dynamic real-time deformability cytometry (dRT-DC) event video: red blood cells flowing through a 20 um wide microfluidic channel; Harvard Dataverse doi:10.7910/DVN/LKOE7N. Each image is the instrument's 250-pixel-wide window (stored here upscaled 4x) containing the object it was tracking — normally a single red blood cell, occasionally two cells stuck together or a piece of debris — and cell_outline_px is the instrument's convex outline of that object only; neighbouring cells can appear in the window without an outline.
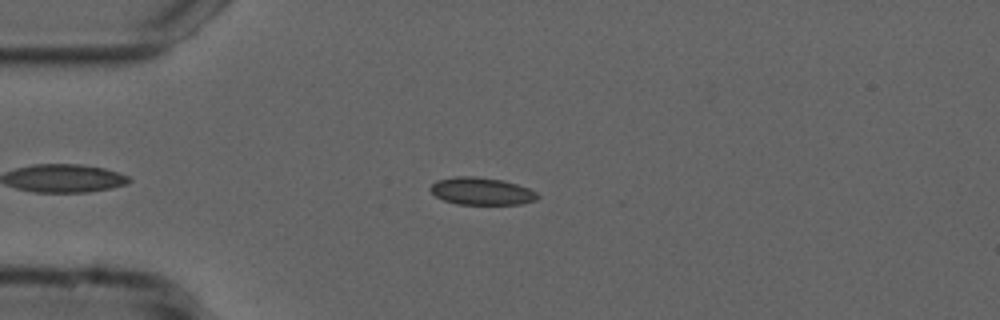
{"species": "common noctule bat (a hibernating species)", "species_latin": "Nyctalus noctula", "temperature_condition": "cold", "stored_images_in_passage": 9, "camera_frame_rate_fps": 3000, "um_per_image_px": 0.085, "animal": {"sex": "male", "forearm_length_mm": 52.5}, "frame": {"image": 1, "passage_image": 7, "time_ms": 2.0, "image_size_px": [1000, 320], "cell_outline_px": [[540, 196], [536, 200], [520, 204], [456, 204], [444, 200], [436, 196], [428, 188], [436, 180], [456, 176], [476, 176], [500, 180], [516, 184], [528, 188], [536, 192]], "centroid_in_image_um": [40.91, 16.25], "position_along_channel_um": 44.1, "area_um2": 17.05}}